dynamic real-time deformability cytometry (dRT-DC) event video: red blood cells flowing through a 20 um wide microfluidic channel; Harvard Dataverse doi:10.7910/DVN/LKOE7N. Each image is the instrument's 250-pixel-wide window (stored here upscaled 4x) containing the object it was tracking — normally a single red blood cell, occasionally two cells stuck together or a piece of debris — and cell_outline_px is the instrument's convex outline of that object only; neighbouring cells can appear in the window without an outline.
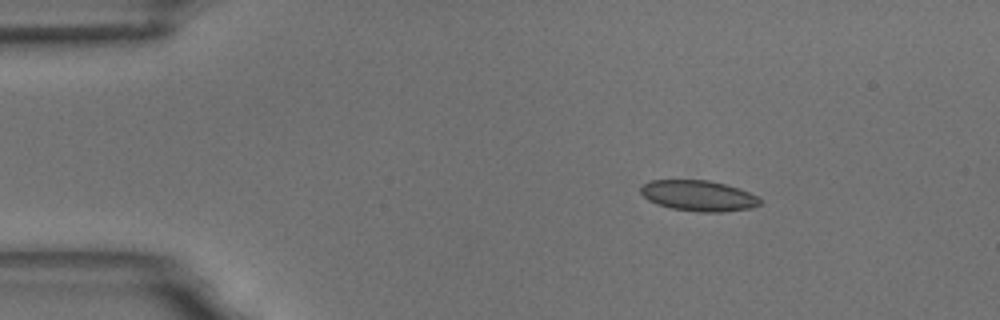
{"species": "common noctule bat (a hibernating species)", "species_latin": "Nyctalus noctula", "temperature_condition": "room temperature", "stored_images_in_passage": 50, "camera_frame_rate_fps": 3000, "um_per_image_px": 0.085, "animal": {"sex": "male", "body_mass_g": 18.8}, "frame": {"image": 1, "passage_image": 1, "time_ms": 0.0, "image_size_px": [1000, 320], "cell_outline_px": [[760, 204], [752, 208], [720, 212], [700, 212], [672, 208], [656, 204], [648, 200], [640, 192], [640, 188], [644, 184], [652, 180], [708, 180], [740, 188], [756, 196], [760, 200]], "centroid_in_image_um": [59.36, 16.63], "position_along_channel_um": 25.6, "area_um2": 21.21}}
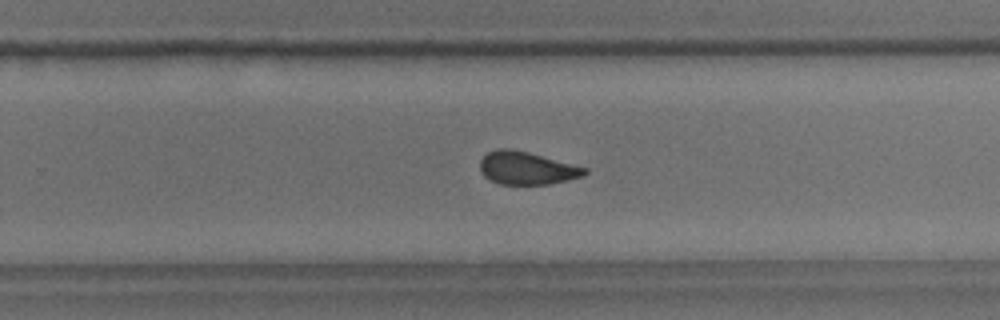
{"frame": {"image": 2, "passage_image": 29, "time_ms": 9.333, "image_size_px": [1000, 320], "cell_outline_px": [[588, 172], [584, 176], [568, 180], [548, 184], [500, 184], [484, 176], [480, 172], [480, 160], [488, 152], [496, 148], [512, 148], [528, 152], [588, 168]], "centroid_in_image_um": [44.77, 14.28], "position_along_channel_um": 285.0, "area_um2": 20.06}}
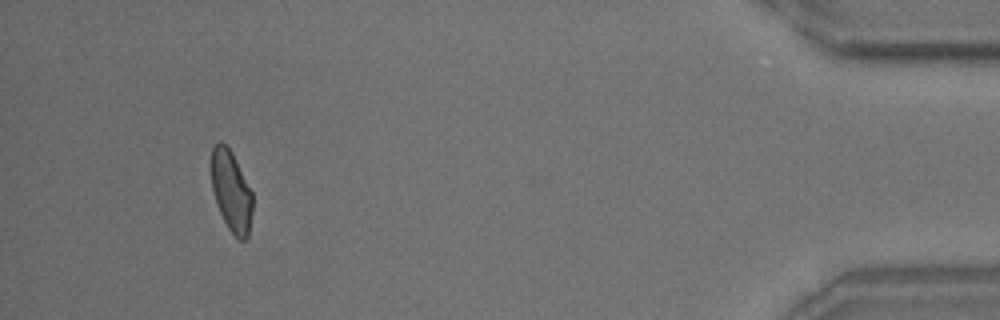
{"frame": {"image": 3, "passage_image": 46, "time_ms": 15.0, "image_size_px": [1000, 320], "cell_outline_px": [[252, 212], [248, 236], [244, 240], [240, 240], [228, 228], [216, 204], [212, 188], [212, 148], [220, 140], [232, 152], [252, 192]], "centroid_in_image_um": [19.66, 16.26], "position_along_channel_um": 415.5, "area_um2": 19.13}, "authors_computed_cell_mechanics": {"area_um2": 20.6924, "velocity_mm_per_s": 3.4831, "shape_relaxation_time_tau1_ms": 4.5836, "shape_relaxation_time_tau2_ms": 1.4209, "deformation_change_tau1": 0.1062, "deformation_change_tau2": 0.076}}